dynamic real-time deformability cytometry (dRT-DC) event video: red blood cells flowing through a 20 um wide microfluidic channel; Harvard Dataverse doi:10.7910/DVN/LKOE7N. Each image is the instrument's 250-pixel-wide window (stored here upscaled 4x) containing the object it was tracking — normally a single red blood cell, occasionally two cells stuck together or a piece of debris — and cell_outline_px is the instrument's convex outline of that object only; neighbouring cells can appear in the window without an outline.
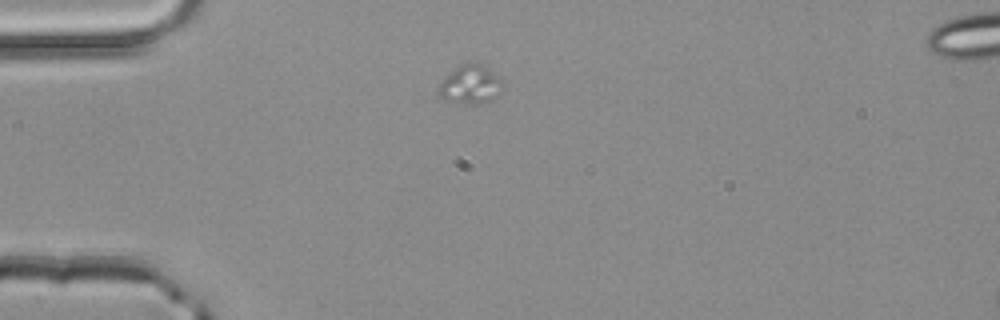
{"species": "common noctule bat (a hibernating species)", "species_latin": "Nyctalus noctula", "temperature_condition": "room temperature", "stored_images_in_passage": 5, "segment_of_instrument_passage": [2, 2], "camera_frame_rate_fps": 3000, "um_per_image_px": 0.085, "animal": {"sex": "male", "body_mass_g": 20.4}, "frame": {"image": 1, "passage_image": 5, "time_ms": 1.333, "image_size_px": [1000, 320], "cell_outline_px": [[504, 88], [500, 92], [488, 100], [480, 104], [472, 104], [448, 100], [440, 96], [436, 92], [444, 76], [460, 64], [472, 60], [484, 64], [500, 76]], "centroid_in_image_um": [39.99, 7.12], "position_along_channel_um": 45.0, "area_um2": 14.74}}